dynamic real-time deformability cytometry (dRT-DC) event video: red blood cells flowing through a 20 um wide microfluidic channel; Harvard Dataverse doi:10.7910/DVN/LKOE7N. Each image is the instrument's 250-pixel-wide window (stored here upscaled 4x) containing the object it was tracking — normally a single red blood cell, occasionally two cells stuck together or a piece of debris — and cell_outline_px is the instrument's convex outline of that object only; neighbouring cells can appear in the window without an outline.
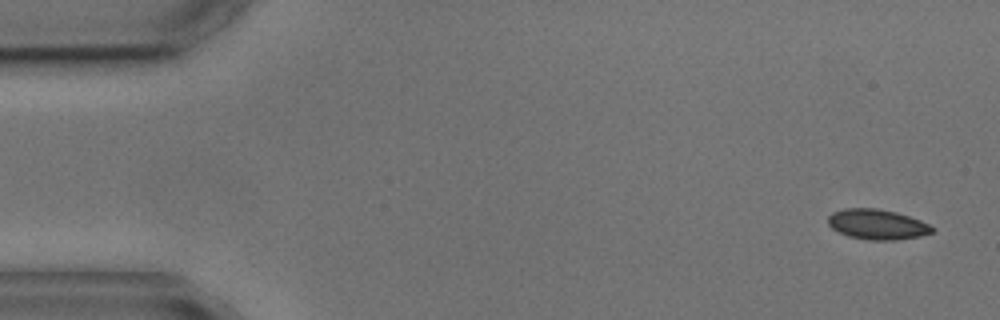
{"species": "common noctule bat (a hibernating species)", "species_latin": "Nyctalus noctula", "temperature_condition": "cold", "stored_images_in_passage": 10, "camera_frame_rate_fps": 3000, "um_per_image_px": 0.085, "animal": {"sex": "male", "body_mass_g": 17.9, "forearm_length_mm": 54.2}, "frame": {"image": 1, "passage_image": 1, "time_ms": 0.0, "image_size_px": [1000, 320], "cell_outline_px": [[936, 228], [932, 232], [920, 236], [896, 240], [868, 240], [848, 236], [832, 228], [828, 224], [828, 216], [832, 212], [844, 208], [876, 208], [896, 212], [920, 220]], "centroid_in_image_um": [74.55, 19.07], "position_along_channel_um": 10.4, "area_um2": 18.32}}
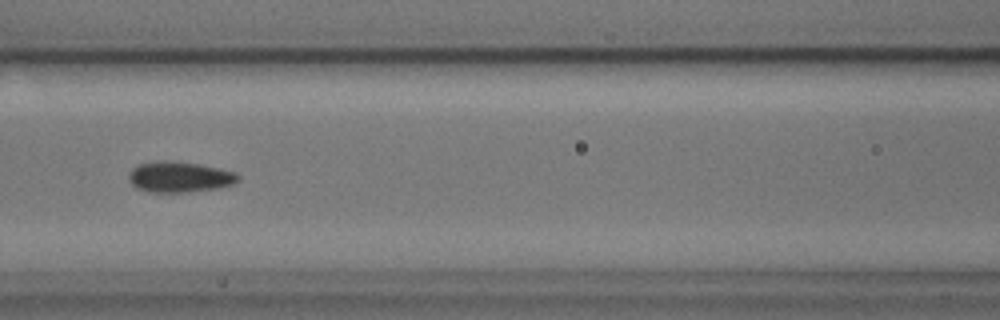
{"frame": {"image": 2, "passage_image": 6, "time_ms": 7.0, "image_size_px": [1000, 320], "cell_outline_px": [[240, 180], [236, 184], [220, 188], [184, 192], [148, 192], [136, 188], [128, 180], [128, 176], [132, 168], [140, 164], [160, 160], [172, 160], [200, 164], [220, 168], [236, 172], [240, 176]], "centroid_in_image_um": [15.3, 15.04], "position_along_channel_um": 151.3, "area_um2": 19.94}}
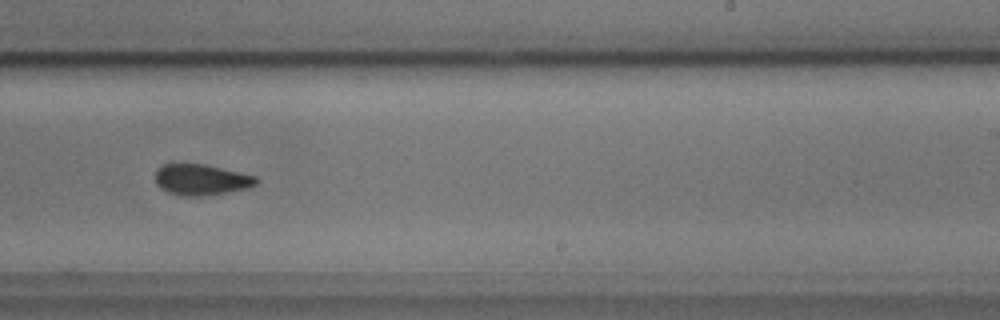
{"frame": {"image": 3, "passage_image": 9, "time_ms": 10.333, "image_size_px": [1000, 320], "cell_outline_px": [[260, 180], [256, 184], [248, 188], [200, 196], [184, 196], [168, 192], [156, 184], [156, 168], [164, 164], [204, 164], [240, 172], [256, 176]], "centroid_in_image_um": [17.11, 15.26], "position_along_channel_um": 271.9, "area_um2": 18.03}}